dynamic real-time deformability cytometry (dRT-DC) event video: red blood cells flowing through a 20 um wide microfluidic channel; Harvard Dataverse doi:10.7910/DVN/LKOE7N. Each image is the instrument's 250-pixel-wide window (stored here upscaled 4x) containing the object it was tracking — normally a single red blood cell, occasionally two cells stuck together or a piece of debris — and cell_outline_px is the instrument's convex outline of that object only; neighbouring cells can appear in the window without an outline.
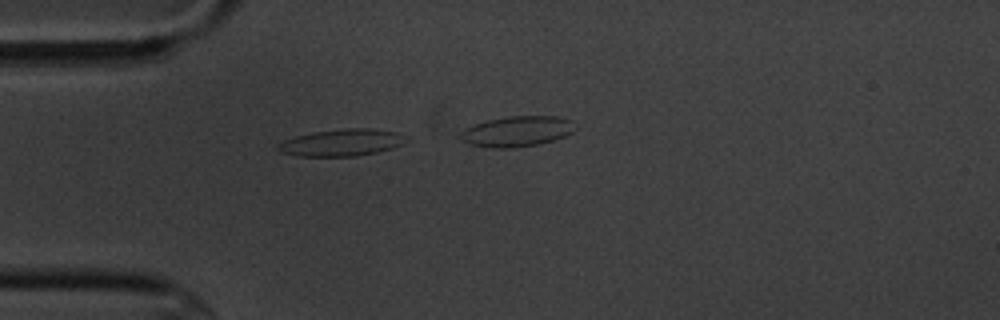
{"species": "common noctule bat (a hibernating species)", "species_latin": "Nyctalus noctula", "temperature_condition": "cold", "stored_images_in_passage": 4, "camera_frame_rate_fps": 3000, "um_per_image_px": 0.085, "animal": {"sex": "male", "body_mass_g": 20.1, "forearm_length_mm": 53.5}, "frame": {"image": 1, "passage_image": 3, "time_ms": 3.333, "image_size_px": [1000, 320], "cell_outline_px": [[412, 136], [408, 140], [392, 148], [376, 152], [356, 156], [296, 156], [280, 152], [276, 148], [276, 144], [284, 140], [296, 136], [312, 132], [344, 128], [368, 128], [396, 132]], "centroid_in_image_um": [29.05, 12.11], "position_along_channel_um": 56.0, "area_um2": 20.29}}